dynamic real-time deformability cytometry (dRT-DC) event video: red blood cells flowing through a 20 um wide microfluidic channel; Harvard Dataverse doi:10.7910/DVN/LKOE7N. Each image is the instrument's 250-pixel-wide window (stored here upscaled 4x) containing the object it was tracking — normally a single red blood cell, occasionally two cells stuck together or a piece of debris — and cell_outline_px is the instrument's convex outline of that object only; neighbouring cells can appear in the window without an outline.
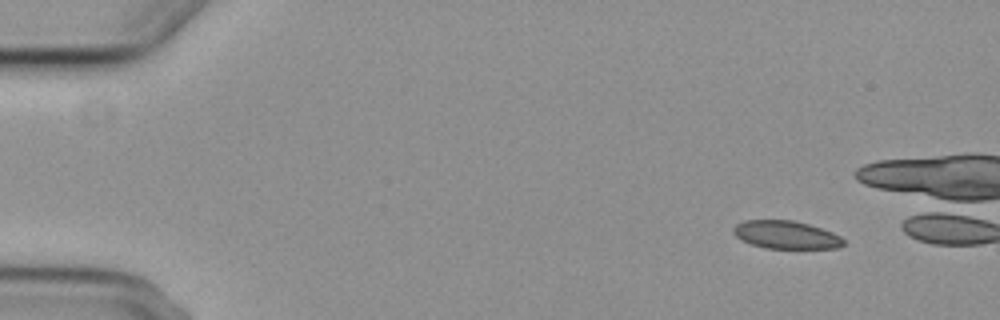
{"species": "common noctule bat (a hibernating species)", "species_latin": "Nyctalus noctula", "temperature_condition": "cold", "stored_images_in_passage": 4, "camera_frame_rate_fps": 3000, "um_per_image_px": 0.085, "animal": {"sex": "female", "body_mass_g": 29.2, "forearm_length_mm": 56.3}, "frame": {"image": 1, "passage_image": 1, "time_ms": 0.0, "image_size_px": [1000, 320], "cell_outline_px": [[844, 244], [840, 248], [764, 248], [740, 240], [732, 232], [732, 228], [736, 224], [744, 220], [792, 220], [808, 224], [832, 232], [840, 236], [844, 240]], "centroid_in_image_um": [66.78, 19.96], "position_along_channel_um": 18.2, "area_um2": 17.98}}